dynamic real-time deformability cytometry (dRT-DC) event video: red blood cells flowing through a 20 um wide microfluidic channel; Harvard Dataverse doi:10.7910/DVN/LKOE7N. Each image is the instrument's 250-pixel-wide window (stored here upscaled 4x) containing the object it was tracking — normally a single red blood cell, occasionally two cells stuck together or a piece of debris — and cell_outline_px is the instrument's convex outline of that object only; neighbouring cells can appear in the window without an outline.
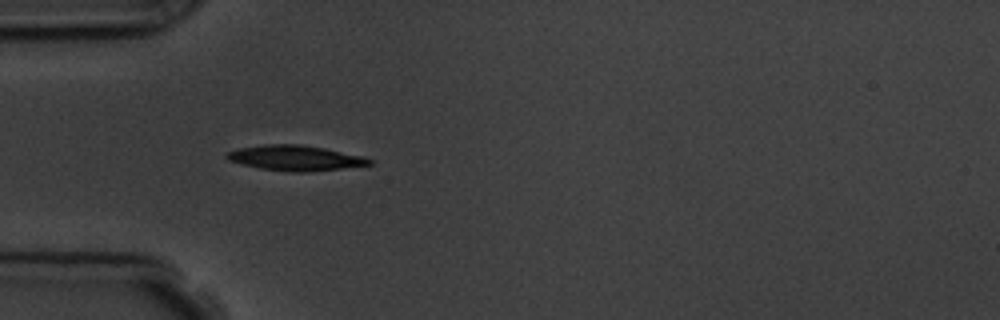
{"species": "common noctule bat (a hibernating species)", "species_latin": "Nyctalus noctula", "temperature_condition": "room temperature", "stored_images_in_passage": 2, "camera_frame_rate_fps": 3000, "um_per_image_px": 0.085, "animal": {"sex": "male", "body_mass_g": 19.5, "forearm_length_mm": 54.6}, "frame": {"image": 1, "passage_image": 1, "time_ms": 0.0, "image_size_px": [1000, 320], "cell_outline_px": [[372, 164], [308, 172], [292, 172], [260, 168], [228, 160], [224, 156], [228, 152], [240, 148], [264, 144], [300, 144], [324, 148], [364, 156], [372, 160]], "centroid_in_image_um": [25.1, 13.42], "position_along_channel_um": 59.9, "area_um2": 20.75}}